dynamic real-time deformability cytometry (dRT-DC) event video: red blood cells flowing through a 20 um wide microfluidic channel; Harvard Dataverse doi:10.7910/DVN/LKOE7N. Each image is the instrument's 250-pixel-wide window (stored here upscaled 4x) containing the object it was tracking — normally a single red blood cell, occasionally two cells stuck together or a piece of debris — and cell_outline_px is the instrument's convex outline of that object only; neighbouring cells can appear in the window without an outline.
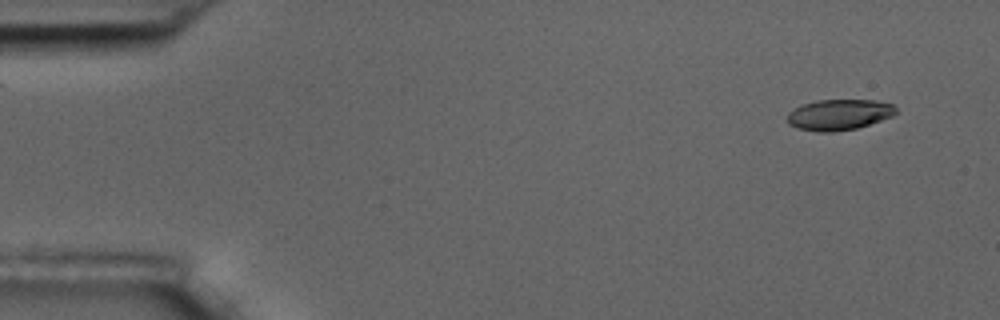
{"species": "common noctule bat (a hibernating species)", "species_latin": "Nyctalus noctula", "temperature_condition": "room temperature", "stored_images_in_passage": 5, "camera_frame_rate_fps": 3000, "um_per_image_px": 0.085, "animal": {"sex": "male", "body_mass_g": 17.5, "forearm_length_mm": 52.3}, "frame": {"image": 1, "passage_image": 1, "time_ms": 0.0, "image_size_px": [1000, 320], "cell_outline_px": [[896, 112], [892, 116], [856, 128], [832, 132], [816, 132], [796, 128], [788, 124], [788, 112], [804, 104], [816, 100], [872, 100], [892, 104], [896, 108]], "centroid_in_image_um": [71.28, 9.75], "position_along_channel_um": 13.7, "area_um2": 19.31}}